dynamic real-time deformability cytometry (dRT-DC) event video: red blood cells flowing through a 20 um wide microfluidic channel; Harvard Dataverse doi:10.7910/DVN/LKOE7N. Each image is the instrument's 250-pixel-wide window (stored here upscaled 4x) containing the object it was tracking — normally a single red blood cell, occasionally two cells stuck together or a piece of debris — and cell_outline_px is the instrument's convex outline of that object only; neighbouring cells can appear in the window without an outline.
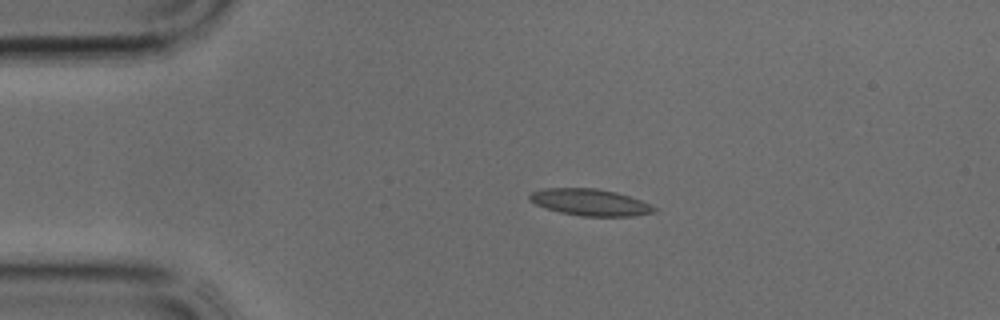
{"species": "common noctule bat (a hibernating species)", "species_latin": "Nyctalus noctula", "temperature_condition": "cold", "stored_images_in_passage": 31, "camera_frame_rate_fps": 3000, "um_per_image_px": 0.085, "animal": {"sex": "male", "body_mass_g": 17.9, "forearm_length_mm": 54.2}, "frame": {"image": 1, "passage_image": 1, "time_ms": 0.0, "image_size_px": [1000, 320], "cell_outline_px": [[656, 212], [632, 216], [580, 216], [560, 212], [536, 204], [528, 200], [528, 196], [532, 192], [544, 188], [596, 188], [616, 192], [640, 200], [656, 208]], "centroid_in_image_um": [50.14, 17.19], "position_along_channel_um": 34.9, "area_um2": 19.19}}
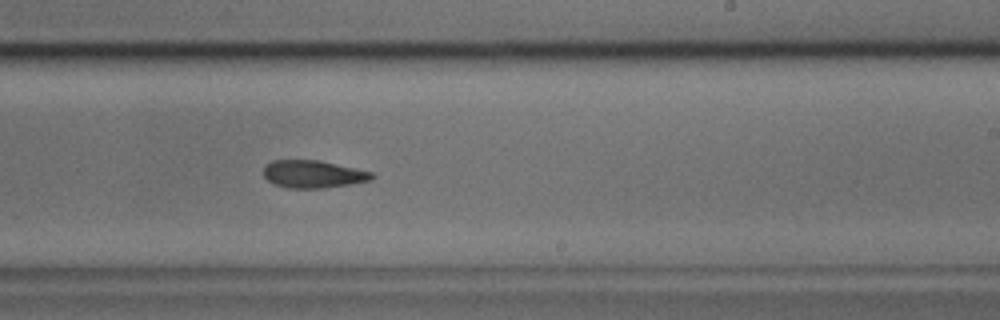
{"frame": {"image": 2, "passage_image": 16, "time_ms": 5.0, "image_size_px": [1000, 320], "cell_outline_px": [[376, 176], [372, 180], [324, 188], [288, 188], [272, 184], [264, 176], [264, 164], [272, 160], [320, 160], [372, 172]], "centroid_in_image_um": [26.59, 14.8], "position_along_channel_um": 262.4, "area_um2": 17.51}}
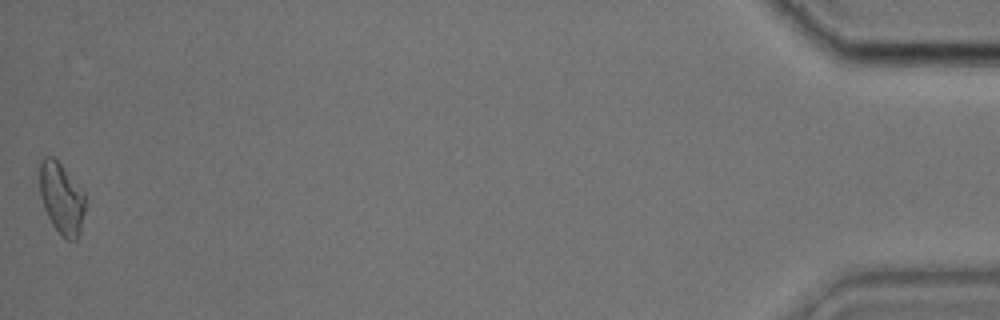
{"frame": {"image": 3, "passage_image": 31, "time_ms": 10.0, "image_size_px": [1000, 320], "cell_outline_px": [[84, 212], [80, 232], [76, 240], [68, 240], [52, 224], [44, 208], [40, 196], [36, 160], [44, 156], [52, 156], [60, 164], [84, 192]], "centroid_in_image_um": [5.16, 16.77], "position_along_channel_um": 430.0, "area_um2": 19.13}}